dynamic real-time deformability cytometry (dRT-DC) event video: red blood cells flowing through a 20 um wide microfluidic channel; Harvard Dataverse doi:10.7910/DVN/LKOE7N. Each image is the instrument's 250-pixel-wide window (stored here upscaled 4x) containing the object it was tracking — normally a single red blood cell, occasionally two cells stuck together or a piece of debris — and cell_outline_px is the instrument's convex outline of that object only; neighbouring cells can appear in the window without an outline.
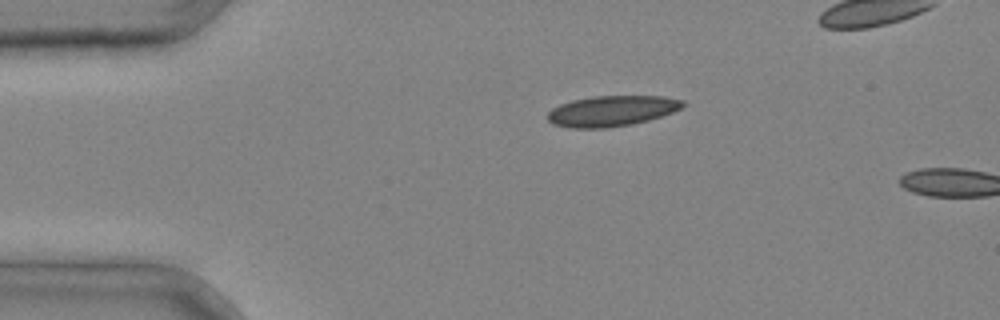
{"species": "common noctule bat (a hibernating species)", "species_latin": "Nyctalus noctula", "temperature_condition": "cold", "stored_images_in_passage": 2, "camera_frame_rate_fps": 3000, "um_per_image_px": 0.085, "animal": {"sex": "male", "body_mass_g": 20.4}, "frame": {"image": 1, "passage_image": 1, "time_ms": 0.0, "image_size_px": [1000, 320], "cell_outline_px": [[688, 104], [672, 112], [648, 120], [632, 124], [604, 128], [568, 128], [552, 124], [548, 120], [548, 112], [552, 108], [560, 104], [572, 100], [592, 96], [664, 96], [684, 100]], "centroid_in_image_um": [51.99, 9.43], "position_along_channel_um": 33.0, "area_um2": 24.22}}